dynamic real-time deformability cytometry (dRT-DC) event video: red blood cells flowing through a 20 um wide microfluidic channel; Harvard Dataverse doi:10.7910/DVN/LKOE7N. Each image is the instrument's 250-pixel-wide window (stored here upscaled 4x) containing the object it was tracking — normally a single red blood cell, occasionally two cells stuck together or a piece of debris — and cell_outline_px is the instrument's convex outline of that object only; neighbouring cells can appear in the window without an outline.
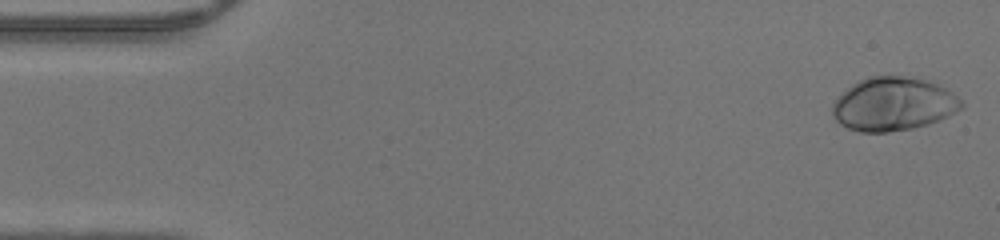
{"species": "human", "species_latin": "Homo sapiens", "temperature_condition": "warm", "stored_images_in_passage": 47, "camera_frame_rate_fps": 3000, "um_per_image_px": 0.085, "donor": {"sex": "male"}, "frame": {"image": 1, "passage_image": 1, "time_ms": 0.0, "image_size_px": [1000, 240], "cell_outline_px": [[964, 108], [940, 120], [928, 124], [912, 128], [888, 132], [860, 132], [848, 128], [840, 124], [832, 116], [832, 104], [852, 84], [868, 76], [912, 76], [936, 84], [952, 92], [964, 100]], "centroid_in_image_um": [75.96, 8.85], "position_along_channel_um": 9.0, "area_um2": 40.29}}
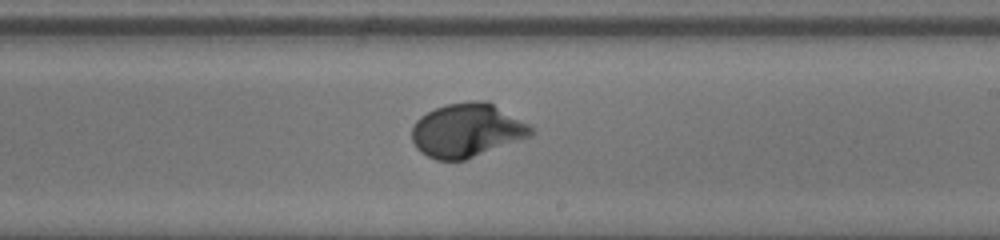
{"frame": {"image": 2, "passage_image": 27, "time_ms": 8.667, "image_size_px": [1000, 240], "cell_outline_px": [[532, 136], [464, 160], [436, 160], [420, 152], [416, 148], [412, 140], [412, 128], [416, 120], [420, 116], [444, 104], [472, 100], [488, 100], [528, 124], [532, 128]], "centroid_in_image_um": [39.67, 11.07], "position_along_channel_um": 249.3, "area_um2": 37.34}}
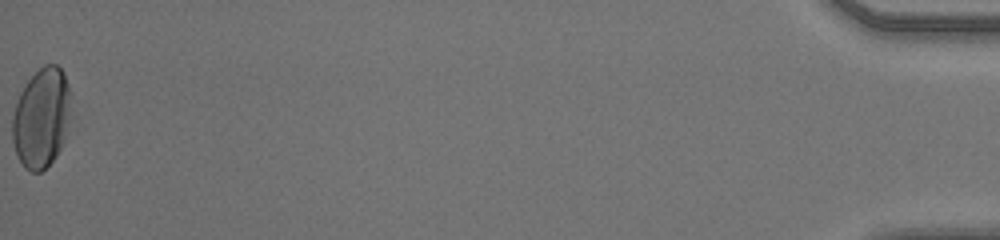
{"frame": {"image": 3, "passage_image": 47, "time_ms": 15.333, "image_size_px": [1000, 240], "cell_outline_px": [[68, 116], [64, 136], [60, 148], [56, 156], [40, 172], [32, 172], [24, 168], [16, 152], [12, 140], [12, 116], [20, 92], [28, 80], [44, 64], [56, 64], [64, 72], [68, 84]], "centroid_in_image_um": [3.47, 10.01], "position_along_channel_um": 431.7, "area_um2": 33.29}}